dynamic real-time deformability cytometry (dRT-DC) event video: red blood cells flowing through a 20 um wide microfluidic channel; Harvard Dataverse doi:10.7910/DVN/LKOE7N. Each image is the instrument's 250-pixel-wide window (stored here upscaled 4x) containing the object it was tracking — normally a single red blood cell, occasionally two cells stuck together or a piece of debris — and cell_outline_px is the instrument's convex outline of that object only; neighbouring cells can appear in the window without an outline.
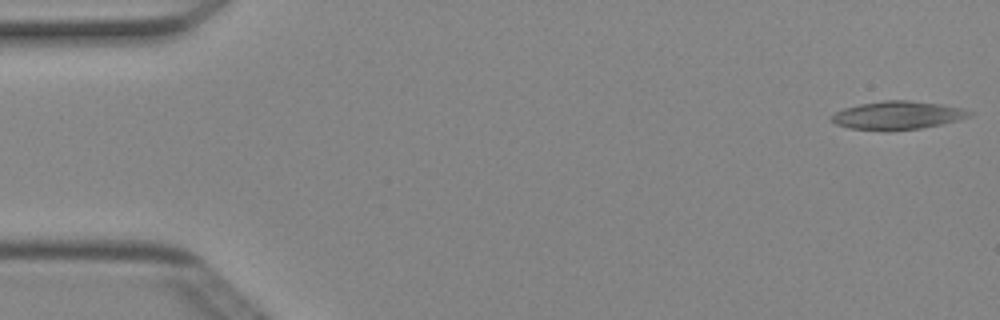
{"species": "Egyptian fruit bat (a non-hibernating species)", "species_latin": "Rousettus aegyptiacus", "temperature_condition": "cold", "stored_images_in_passage": 50, "camera_frame_rate_fps": 3000, "um_per_image_px": 0.085, "animal": {"sex": "female"}, "frame": {"image": 1, "passage_image": 1, "time_ms": 0.0, "image_size_px": [1000, 320], "cell_outline_px": [[972, 116], [960, 120], [920, 128], [888, 132], [848, 128], [836, 124], [828, 120], [828, 116], [844, 108], [860, 104], [884, 100], [908, 100], [940, 104], [960, 108], [972, 112]], "centroid_in_image_um": [76.23, 9.82], "position_along_channel_um": 8.8, "area_um2": 23.0}}
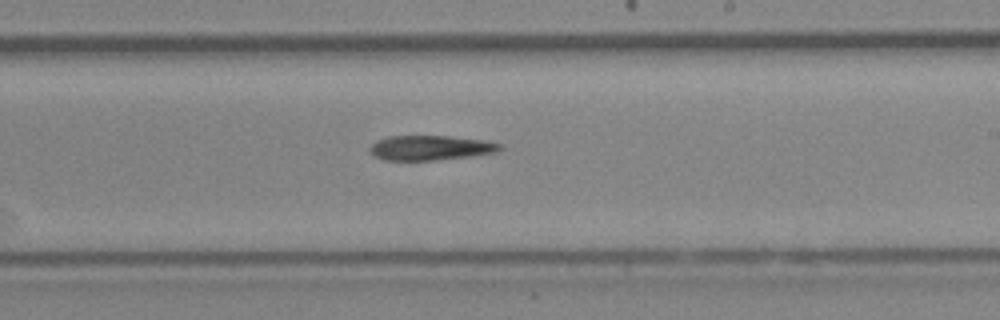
{"frame": {"image": 2, "passage_image": 29, "time_ms": 9.333, "image_size_px": [1000, 320], "cell_outline_px": [[500, 148], [496, 152], [468, 156], [436, 160], [384, 160], [376, 156], [368, 148], [376, 140], [388, 136], [448, 136], [484, 140], [500, 144]], "centroid_in_image_um": [36.54, 12.56], "position_along_channel_um": 252.5, "area_um2": 18.5}}
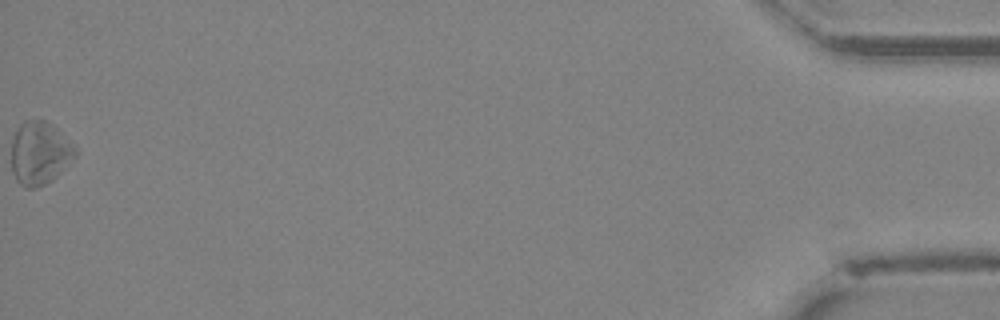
{"frame": {"image": 3, "passage_image": 50, "time_ms": 16.333, "image_size_px": [1000, 320], "cell_outline_px": [[76, 156], [52, 180], [36, 188], [28, 188], [20, 184], [16, 180], [12, 172], [12, 140], [20, 124], [24, 120], [44, 120], [56, 128], [76, 148]], "centroid_in_image_um": [3.36, 13.02], "position_along_channel_um": 431.8, "area_um2": 23.18}, "authors_computed_cell_mechanics": {"area_um2": 20.7791, "velocity_mm_per_s": 4.0152, "shape_relaxation_time_tau1_ms": 5.5719, "shape_relaxation_time_tau2_ms": null, "deformation_change_tau1": 0.1218, "deformation_change_tau2": null}}